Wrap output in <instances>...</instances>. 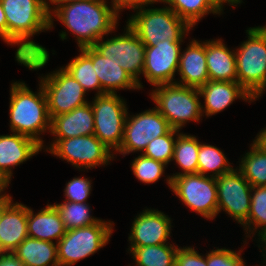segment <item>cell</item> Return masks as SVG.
<instances>
[{"label":"cell","instance_id":"1","mask_svg":"<svg viewBox=\"0 0 266 266\" xmlns=\"http://www.w3.org/2000/svg\"><path fill=\"white\" fill-rule=\"evenodd\" d=\"M7 21V44L18 45L15 58L30 70L48 63L45 47L31 40L39 32L50 30L46 0H0Z\"/></svg>","mask_w":266,"mask_h":266},{"label":"cell","instance_id":"2","mask_svg":"<svg viewBox=\"0 0 266 266\" xmlns=\"http://www.w3.org/2000/svg\"><path fill=\"white\" fill-rule=\"evenodd\" d=\"M49 17L50 29L53 28V19L56 17L72 35H75L80 49L92 47L99 39L117 29L116 25L119 23V16L106 0L65 3L58 6Z\"/></svg>","mask_w":266,"mask_h":266},{"label":"cell","instance_id":"3","mask_svg":"<svg viewBox=\"0 0 266 266\" xmlns=\"http://www.w3.org/2000/svg\"><path fill=\"white\" fill-rule=\"evenodd\" d=\"M38 92H33L24 82L15 81L10 88V130L34 139L45 148L40 135L50 132L51 119L48 114L47 98L39 84Z\"/></svg>","mask_w":266,"mask_h":266},{"label":"cell","instance_id":"4","mask_svg":"<svg viewBox=\"0 0 266 266\" xmlns=\"http://www.w3.org/2000/svg\"><path fill=\"white\" fill-rule=\"evenodd\" d=\"M148 6L134 11L136 13L126 22L143 44L155 46L167 39L173 42H183V38L188 35L192 27L168 6L163 8H148Z\"/></svg>","mask_w":266,"mask_h":266},{"label":"cell","instance_id":"5","mask_svg":"<svg viewBox=\"0 0 266 266\" xmlns=\"http://www.w3.org/2000/svg\"><path fill=\"white\" fill-rule=\"evenodd\" d=\"M150 96L155 108L166 118L172 129L181 130L187 122H199L202 118L198 88L176 83L154 87Z\"/></svg>","mask_w":266,"mask_h":266},{"label":"cell","instance_id":"6","mask_svg":"<svg viewBox=\"0 0 266 266\" xmlns=\"http://www.w3.org/2000/svg\"><path fill=\"white\" fill-rule=\"evenodd\" d=\"M246 33L248 39L235 50L237 82L257 100L266 89V35L257 26Z\"/></svg>","mask_w":266,"mask_h":266},{"label":"cell","instance_id":"7","mask_svg":"<svg viewBox=\"0 0 266 266\" xmlns=\"http://www.w3.org/2000/svg\"><path fill=\"white\" fill-rule=\"evenodd\" d=\"M113 225V221L101 219L92 225L67 230L57 242L59 266H72L108 244Z\"/></svg>","mask_w":266,"mask_h":266},{"label":"cell","instance_id":"8","mask_svg":"<svg viewBox=\"0 0 266 266\" xmlns=\"http://www.w3.org/2000/svg\"><path fill=\"white\" fill-rule=\"evenodd\" d=\"M49 147V148H48ZM45 151L71 163L76 169L96 168L108 165L115 158L109 149L94 134L67 139H54Z\"/></svg>","mask_w":266,"mask_h":266},{"label":"cell","instance_id":"9","mask_svg":"<svg viewBox=\"0 0 266 266\" xmlns=\"http://www.w3.org/2000/svg\"><path fill=\"white\" fill-rule=\"evenodd\" d=\"M171 191L189 209L213 220L218 212L216 178L200 173L183 174L171 179Z\"/></svg>","mask_w":266,"mask_h":266},{"label":"cell","instance_id":"10","mask_svg":"<svg viewBox=\"0 0 266 266\" xmlns=\"http://www.w3.org/2000/svg\"><path fill=\"white\" fill-rule=\"evenodd\" d=\"M126 102L115 94L95 96L91 107L94 113V135L109 149L117 150L123 140L128 113Z\"/></svg>","mask_w":266,"mask_h":266},{"label":"cell","instance_id":"11","mask_svg":"<svg viewBox=\"0 0 266 266\" xmlns=\"http://www.w3.org/2000/svg\"><path fill=\"white\" fill-rule=\"evenodd\" d=\"M126 30V31H125ZM122 35L103 41L99 39L92 47L103 57H109L120 65L143 88L140 83L145 63V45L135 31L127 24Z\"/></svg>","mask_w":266,"mask_h":266},{"label":"cell","instance_id":"12","mask_svg":"<svg viewBox=\"0 0 266 266\" xmlns=\"http://www.w3.org/2000/svg\"><path fill=\"white\" fill-rule=\"evenodd\" d=\"M166 118L155 108L145 110L136 115L127 113L123 140L115 153L126 154L143 152L153 139L167 134L171 130Z\"/></svg>","mask_w":266,"mask_h":266},{"label":"cell","instance_id":"13","mask_svg":"<svg viewBox=\"0 0 266 266\" xmlns=\"http://www.w3.org/2000/svg\"><path fill=\"white\" fill-rule=\"evenodd\" d=\"M39 83L47 98L50 119L88 103L84 98L86 92L82 85L63 66L46 76H41Z\"/></svg>","mask_w":266,"mask_h":266},{"label":"cell","instance_id":"14","mask_svg":"<svg viewBox=\"0 0 266 266\" xmlns=\"http://www.w3.org/2000/svg\"><path fill=\"white\" fill-rule=\"evenodd\" d=\"M218 212L223 210L239 224H243L251 205L252 186L236 168L216 177Z\"/></svg>","mask_w":266,"mask_h":266},{"label":"cell","instance_id":"15","mask_svg":"<svg viewBox=\"0 0 266 266\" xmlns=\"http://www.w3.org/2000/svg\"><path fill=\"white\" fill-rule=\"evenodd\" d=\"M182 42L169 39L155 46H145V63L142 74L153 86L175 83V72L181 54Z\"/></svg>","mask_w":266,"mask_h":266},{"label":"cell","instance_id":"16","mask_svg":"<svg viewBox=\"0 0 266 266\" xmlns=\"http://www.w3.org/2000/svg\"><path fill=\"white\" fill-rule=\"evenodd\" d=\"M171 218L164 212L155 209H144L132 223L128 241L130 247H144L161 245L168 242L171 237Z\"/></svg>","mask_w":266,"mask_h":266},{"label":"cell","instance_id":"17","mask_svg":"<svg viewBox=\"0 0 266 266\" xmlns=\"http://www.w3.org/2000/svg\"><path fill=\"white\" fill-rule=\"evenodd\" d=\"M12 201L9 194L1 201L0 253H12L28 237L27 206Z\"/></svg>","mask_w":266,"mask_h":266},{"label":"cell","instance_id":"18","mask_svg":"<svg viewBox=\"0 0 266 266\" xmlns=\"http://www.w3.org/2000/svg\"><path fill=\"white\" fill-rule=\"evenodd\" d=\"M200 97H203L204 106L201 105L202 115L206 117L216 115L230 106L236 99H243L251 103L255 101L238 82L208 81L198 88ZM251 101V102H250Z\"/></svg>","mask_w":266,"mask_h":266},{"label":"cell","instance_id":"19","mask_svg":"<svg viewBox=\"0 0 266 266\" xmlns=\"http://www.w3.org/2000/svg\"><path fill=\"white\" fill-rule=\"evenodd\" d=\"M42 150L34 139L13 132L0 135V176L11 183L12 168L29 160Z\"/></svg>","mask_w":266,"mask_h":266},{"label":"cell","instance_id":"20","mask_svg":"<svg viewBox=\"0 0 266 266\" xmlns=\"http://www.w3.org/2000/svg\"><path fill=\"white\" fill-rule=\"evenodd\" d=\"M95 66L96 75L105 93L115 94V90L140 89L138 83L120 65L109 57H103L93 47L81 49Z\"/></svg>","mask_w":266,"mask_h":266},{"label":"cell","instance_id":"21","mask_svg":"<svg viewBox=\"0 0 266 266\" xmlns=\"http://www.w3.org/2000/svg\"><path fill=\"white\" fill-rule=\"evenodd\" d=\"M192 39L187 48L181 51L178 74L181 80L176 84L199 88L209 81L206 63V40L204 42Z\"/></svg>","mask_w":266,"mask_h":266},{"label":"cell","instance_id":"22","mask_svg":"<svg viewBox=\"0 0 266 266\" xmlns=\"http://www.w3.org/2000/svg\"><path fill=\"white\" fill-rule=\"evenodd\" d=\"M53 139H67L94 134V113L91 103L76 107L72 111L51 119Z\"/></svg>","mask_w":266,"mask_h":266},{"label":"cell","instance_id":"23","mask_svg":"<svg viewBox=\"0 0 266 266\" xmlns=\"http://www.w3.org/2000/svg\"><path fill=\"white\" fill-rule=\"evenodd\" d=\"M27 229L29 237L49 242H54L55 239V243L67 231L58 210L52 204H47L36 214L31 208L27 207Z\"/></svg>","mask_w":266,"mask_h":266},{"label":"cell","instance_id":"24","mask_svg":"<svg viewBox=\"0 0 266 266\" xmlns=\"http://www.w3.org/2000/svg\"><path fill=\"white\" fill-rule=\"evenodd\" d=\"M222 39L206 40V63L210 81L237 82L235 50L228 49Z\"/></svg>","mask_w":266,"mask_h":266},{"label":"cell","instance_id":"25","mask_svg":"<svg viewBox=\"0 0 266 266\" xmlns=\"http://www.w3.org/2000/svg\"><path fill=\"white\" fill-rule=\"evenodd\" d=\"M12 253L24 266H59L54 242L28 236Z\"/></svg>","mask_w":266,"mask_h":266},{"label":"cell","instance_id":"26","mask_svg":"<svg viewBox=\"0 0 266 266\" xmlns=\"http://www.w3.org/2000/svg\"><path fill=\"white\" fill-rule=\"evenodd\" d=\"M200 149V142L196 136L190 134L179 133L176 136L174 152L172 161L179 166L183 172H176L171 176H167L166 183L171 189V179L183 174L198 173V152Z\"/></svg>","mask_w":266,"mask_h":266},{"label":"cell","instance_id":"27","mask_svg":"<svg viewBox=\"0 0 266 266\" xmlns=\"http://www.w3.org/2000/svg\"><path fill=\"white\" fill-rule=\"evenodd\" d=\"M176 15L185 20L192 28L206 14L221 15L223 8L215 0H165Z\"/></svg>","mask_w":266,"mask_h":266},{"label":"cell","instance_id":"28","mask_svg":"<svg viewBox=\"0 0 266 266\" xmlns=\"http://www.w3.org/2000/svg\"><path fill=\"white\" fill-rule=\"evenodd\" d=\"M179 246L173 244L129 247L135 266H175Z\"/></svg>","mask_w":266,"mask_h":266},{"label":"cell","instance_id":"29","mask_svg":"<svg viewBox=\"0 0 266 266\" xmlns=\"http://www.w3.org/2000/svg\"><path fill=\"white\" fill-rule=\"evenodd\" d=\"M244 154L237 168L252 187L266 186V150L255 142Z\"/></svg>","mask_w":266,"mask_h":266},{"label":"cell","instance_id":"30","mask_svg":"<svg viewBox=\"0 0 266 266\" xmlns=\"http://www.w3.org/2000/svg\"><path fill=\"white\" fill-rule=\"evenodd\" d=\"M79 52L80 54L63 68L82 85L85 92L97 90L95 96L106 94L101 88L92 60L81 49Z\"/></svg>","mask_w":266,"mask_h":266},{"label":"cell","instance_id":"31","mask_svg":"<svg viewBox=\"0 0 266 266\" xmlns=\"http://www.w3.org/2000/svg\"><path fill=\"white\" fill-rule=\"evenodd\" d=\"M233 169V166L230 165L223 151L216 146L200 142V149L198 152V173L216 178L232 171Z\"/></svg>","mask_w":266,"mask_h":266},{"label":"cell","instance_id":"32","mask_svg":"<svg viewBox=\"0 0 266 266\" xmlns=\"http://www.w3.org/2000/svg\"><path fill=\"white\" fill-rule=\"evenodd\" d=\"M53 205L58 210L67 230L92 225L101 220L90 215L91 210L88 203L64 201L60 204L54 203Z\"/></svg>","mask_w":266,"mask_h":266},{"label":"cell","instance_id":"33","mask_svg":"<svg viewBox=\"0 0 266 266\" xmlns=\"http://www.w3.org/2000/svg\"><path fill=\"white\" fill-rule=\"evenodd\" d=\"M242 226L247 238L266 228V186L252 187L249 216Z\"/></svg>","mask_w":266,"mask_h":266},{"label":"cell","instance_id":"34","mask_svg":"<svg viewBox=\"0 0 266 266\" xmlns=\"http://www.w3.org/2000/svg\"><path fill=\"white\" fill-rule=\"evenodd\" d=\"M179 130L171 129L167 134L153 139L141 153L143 156L163 162H172L174 146Z\"/></svg>","mask_w":266,"mask_h":266},{"label":"cell","instance_id":"35","mask_svg":"<svg viewBox=\"0 0 266 266\" xmlns=\"http://www.w3.org/2000/svg\"><path fill=\"white\" fill-rule=\"evenodd\" d=\"M166 166L163 162L145 157L142 154L136 157L131 164L135 177L145 184L157 182L165 173Z\"/></svg>","mask_w":266,"mask_h":266},{"label":"cell","instance_id":"36","mask_svg":"<svg viewBox=\"0 0 266 266\" xmlns=\"http://www.w3.org/2000/svg\"><path fill=\"white\" fill-rule=\"evenodd\" d=\"M240 252L242 250L213 249L205 255L207 266H246Z\"/></svg>","mask_w":266,"mask_h":266},{"label":"cell","instance_id":"37","mask_svg":"<svg viewBox=\"0 0 266 266\" xmlns=\"http://www.w3.org/2000/svg\"><path fill=\"white\" fill-rule=\"evenodd\" d=\"M92 181L85 177H74L70 180L64 189V201L86 203L91 194Z\"/></svg>","mask_w":266,"mask_h":266},{"label":"cell","instance_id":"38","mask_svg":"<svg viewBox=\"0 0 266 266\" xmlns=\"http://www.w3.org/2000/svg\"><path fill=\"white\" fill-rule=\"evenodd\" d=\"M205 255H201L193 247H179L175 266H207Z\"/></svg>","mask_w":266,"mask_h":266},{"label":"cell","instance_id":"39","mask_svg":"<svg viewBox=\"0 0 266 266\" xmlns=\"http://www.w3.org/2000/svg\"><path fill=\"white\" fill-rule=\"evenodd\" d=\"M111 8L119 16L122 9L139 10L144 6L151 5L148 0H111Z\"/></svg>","mask_w":266,"mask_h":266},{"label":"cell","instance_id":"40","mask_svg":"<svg viewBox=\"0 0 266 266\" xmlns=\"http://www.w3.org/2000/svg\"><path fill=\"white\" fill-rule=\"evenodd\" d=\"M0 266H24L13 253H0Z\"/></svg>","mask_w":266,"mask_h":266},{"label":"cell","instance_id":"41","mask_svg":"<svg viewBox=\"0 0 266 266\" xmlns=\"http://www.w3.org/2000/svg\"><path fill=\"white\" fill-rule=\"evenodd\" d=\"M0 37L7 43V21L6 16L0 1Z\"/></svg>","mask_w":266,"mask_h":266},{"label":"cell","instance_id":"42","mask_svg":"<svg viewBox=\"0 0 266 266\" xmlns=\"http://www.w3.org/2000/svg\"><path fill=\"white\" fill-rule=\"evenodd\" d=\"M256 235L259 237L258 238L259 244H262V245H258V247L261 250V252L263 251L262 256L264 257L263 258V260H264L263 264H264V262L266 261V255H265L266 254V228L263 229L262 231L258 232Z\"/></svg>","mask_w":266,"mask_h":266},{"label":"cell","instance_id":"43","mask_svg":"<svg viewBox=\"0 0 266 266\" xmlns=\"http://www.w3.org/2000/svg\"><path fill=\"white\" fill-rule=\"evenodd\" d=\"M48 1V0H46ZM73 1H82V0H49L48 2H46V6H47V11L49 13V15H51V13L60 5L65 4V3H69V2H73ZM53 4V8L50 6ZM56 5V6H54ZM55 7V8H54ZM53 9V10H52Z\"/></svg>","mask_w":266,"mask_h":266},{"label":"cell","instance_id":"44","mask_svg":"<svg viewBox=\"0 0 266 266\" xmlns=\"http://www.w3.org/2000/svg\"><path fill=\"white\" fill-rule=\"evenodd\" d=\"M253 142H255L262 149L266 150V127L264 129H261Z\"/></svg>","mask_w":266,"mask_h":266},{"label":"cell","instance_id":"45","mask_svg":"<svg viewBox=\"0 0 266 266\" xmlns=\"http://www.w3.org/2000/svg\"><path fill=\"white\" fill-rule=\"evenodd\" d=\"M222 8H224V3H227L229 6H236L241 4L242 0H215Z\"/></svg>","mask_w":266,"mask_h":266},{"label":"cell","instance_id":"46","mask_svg":"<svg viewBox=\"0 0 266 266\" xmlns=\"http://www.w3.org/2000/svg\"><path fill=\"white\" fill-rule=\"evenodd\" d=\"M7 187L8 186H0V202L8 195L4 192Z\"/></svg>","mask_w":266,"mask_h":266},{"label":"cell","instance_id":"47","mask_svg":"<svg viewBox=\"0 0 266 266\" xmlns=\"http://www.w3.org/2000/svg\"><path fill=\"white\" fill-rule=\"evenodd\" d=\"M9 183L0 176V186H8Z\"/></svg>","mask_w":266,"mask_h":266},{"label":"cell","instance_id":"48","mask_svg":"<svg viewBox=\"0 0 266 266\" xmlns=\"http://www.w3.org/2000/svg\"><path fill=\"white\" fill-rule=\"evenodd\" d=\"M148 1H149L151 4H154L155 2H156V3H159V2H161V3L163 2V3H164V2H165V0H148Z\"/></svg>","mask_w":266,"mask_h":266},{"label":"cell","instance_id":"49","mask_svg":"<svg viewBox=\"0 0 266 266\" xmlns=\"http://www.w3.org/2000/svg\"><path fill=\"white\" fill-rule=\"evenodd\" d=\"M266 35V25L265 26H258Z\"/></svg>","mask_w":266,"mask_h":266},{"label":"cell","instance_id":"50","mask_svg":"<svg viewBox=\"0 0 266 266\" xmlns=\"http://www.w3.org/2000/svg\"><path fill=\"white\" fill-rule=\"evenodd\" d=\"M0 220H1V202H0Z\"/></svg>","mask_w":266,"mask_h":266}]
</instances>
